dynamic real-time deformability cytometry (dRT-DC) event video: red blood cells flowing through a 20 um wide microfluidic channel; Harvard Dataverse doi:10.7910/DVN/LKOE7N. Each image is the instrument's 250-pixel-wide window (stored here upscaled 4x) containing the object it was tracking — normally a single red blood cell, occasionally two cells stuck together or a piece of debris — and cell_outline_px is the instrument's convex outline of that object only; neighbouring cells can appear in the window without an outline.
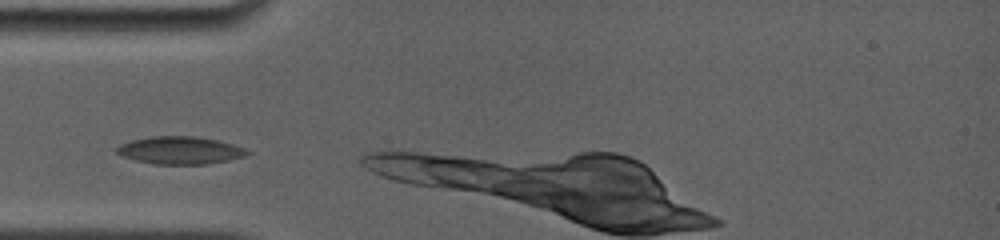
{"species": "common noctule bat (a hibernating species)", "species_latin": "Nyctalus noctula", "temperature_condition": "room temperature", "stored_images_in_passage": 5, "camera_frame_rate_fps": 4000, "um_per_image_px": 0.085, "animal": {"sex": "female", "body_mass_g": 19.0, "forearm_length_mm": 56.7}, "frame": {"image": 1, "passage_image": 1, "time_ms": 0.0, "image_size_px": [1000, 240], "cell_outline_px": [[252, 152], [244, 156], [228, 160], [208, 164], [152, 164], [136, 160], [124, 156], [116, 152], [116, 148], [120, 144], [132, 140], [152, 136], [196, 136], [216, 140], [232, 144], [244, 148]], "centroid_in_image_um": [15.31, 12.78], "position_along_channel_um": 69.7, "area_um2": 20.87}}